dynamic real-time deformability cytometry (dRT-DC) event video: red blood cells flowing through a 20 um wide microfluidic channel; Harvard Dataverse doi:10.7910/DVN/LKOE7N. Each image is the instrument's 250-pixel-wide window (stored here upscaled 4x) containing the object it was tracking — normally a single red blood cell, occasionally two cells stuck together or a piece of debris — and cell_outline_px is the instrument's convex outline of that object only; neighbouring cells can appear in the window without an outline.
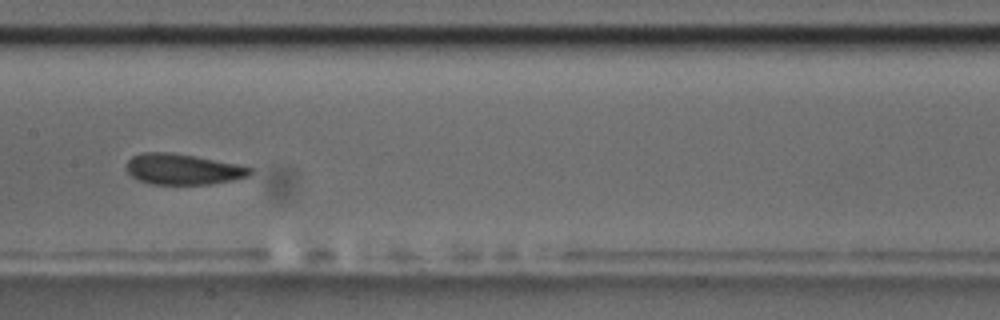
{"species": "common noctule bat (a hibernating species)", "species_latin": "Nyctalus noctula", "temperature_condition": "room temperature", "stored_images_in_passage": 14, "camera_frame_rate_fps": 3000, "um_per_image_px": 0.085, "animal": {"sex": "male", "body_mass_g": 17.5, "forearm_length_mm": 52.3}, "frame": {"image": 1, "passage_image": 7, "time_ms": 8.0, "image_size_px": [1000, 320], "cell_outline_px": [[252, 172], [248, 176], [232, 180], [212, 184], [152, 184], [140, 180], [132, 176], [128, 172], [128, 160], [132, 156], [144, 152], [172, 152], [236, 164], [252, 168]], "centroid_in_image_um": [15.55, 14.38], "position_along_channel_um": 191.9, "area_um2": 21.85}}
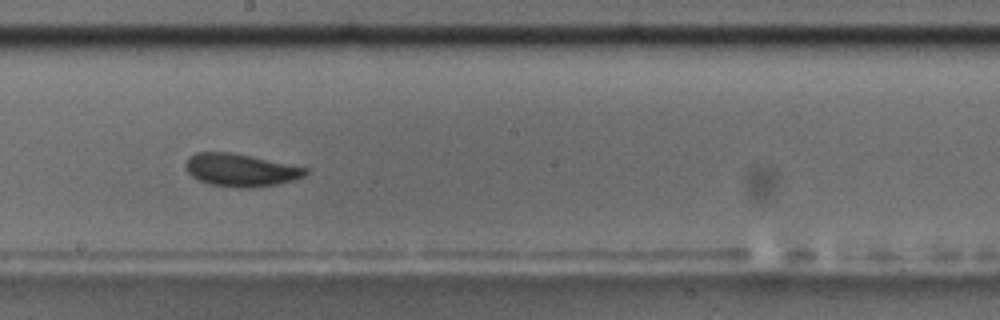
{"frame": {"image": 2, "passage_image": 8, "time_ms": 9.0, "image_size_px": [1000, 320], "cell_outline_px": [[308, 172], [304, 176], [292, 180], [276, 184], [248, 188], [240, 188], [208, 184], [192, 176], [184, 168], [184, 164], [188, 156], [196, 152], [232, 152], [252, 156], [308, 168]], "centroid_in_image_um": [20.41, 14.44], "position_along_channel_um": 227.8, "area_um2": 22.89}, "authors_computed_cell_mechanics": {"area_um2": 22.1952, "velocity_mm_per_s": 3.6047, "shape_relaxation_time_tau1_ms": 2.6801, "shape_relaxation_time_tau2_ms": 8.1366, "deformation_change_tau1": 0.0713, "deformation_change_tau2": 0.0817}}